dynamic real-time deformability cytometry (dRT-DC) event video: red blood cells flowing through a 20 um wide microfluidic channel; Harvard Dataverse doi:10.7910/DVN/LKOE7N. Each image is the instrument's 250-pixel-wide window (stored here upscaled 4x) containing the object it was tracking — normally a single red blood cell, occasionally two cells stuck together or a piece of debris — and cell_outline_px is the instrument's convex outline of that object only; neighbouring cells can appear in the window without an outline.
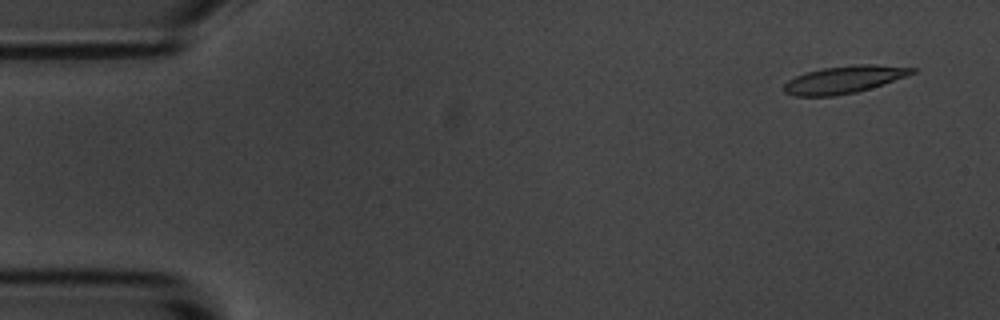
{"species": "common noctule bat (a hibernating species)", "species_latin": "Nyctalus noctula", "temperature_condition": "room temperature", "stored_images_in_passage": 5, "camera_frame_rate_fps": 3000, "um_per_image_px": 0.085, "animal": {"sex": "male", "body_mass_g": 20.1, "forearm_length_mm": 53.5}, "frame": {"image": 1, "passage_image": 1, "time_ms": 0.0, "image_size_px": [1000, 320], "cell_outline_px": [[920, 68], [916, 72], [908, 76], [856, 92], [836, 96], [792, 96], [784, 92], [784, 84], [788, 80], [804, 72], [824, 68], [856, 64], [876, 64]], "centroid_in_image_um": [71.77, 6.75], "position_along_channel_um": 13.2, "area_um2": 20.63}}
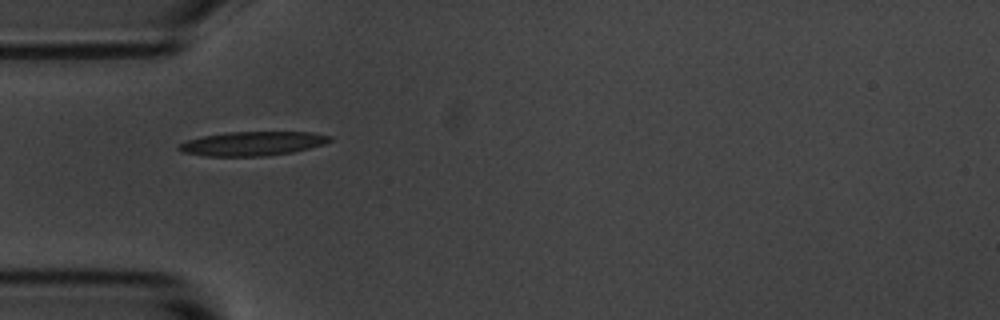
{"frame": {"image": 2, "passage_image": 4, "time_ms": 4.333, "image_size_px": [1000, 320], "cell_outline_px": [[332, 140], [324, 144], [292, 152], [268, 156], [204, 156], [180, 152], [176, 148], [180, 144], [188, 140], [204, 136], [224, 132], [312, 132], [332, 136]], "centroid_in_image_um": [21.45, 12.2], "position_along_channel_um": 63.5, "area_um2": 21.27}}